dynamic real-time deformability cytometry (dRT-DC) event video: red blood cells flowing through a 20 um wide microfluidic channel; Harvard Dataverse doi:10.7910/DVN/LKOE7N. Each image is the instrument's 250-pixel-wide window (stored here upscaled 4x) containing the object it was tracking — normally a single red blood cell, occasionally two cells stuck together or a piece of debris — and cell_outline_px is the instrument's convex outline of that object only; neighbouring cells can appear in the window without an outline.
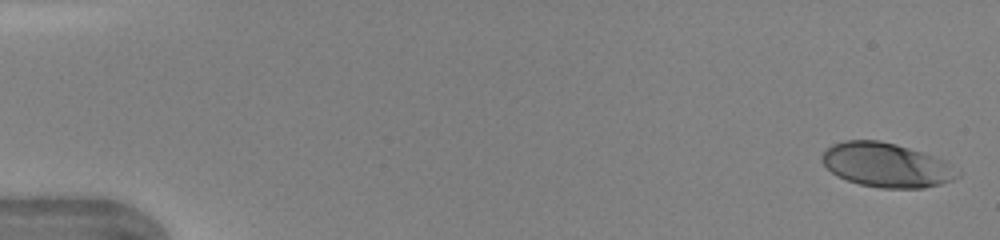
{"species": "human", "species_latin": "Homo sapiens", "temperature_condition": "warm", "stored_images_in_passage": 46, "camera_frame_rate_fps": 3000, "um_per_image_px": 0.085, "donor": {"sex": "female"}, "frame": {"image": 1, "passage_image": 1, "time_ms": 0.0, "image_size_px": [1000, 240], "cell_outline_px": [[960, 176], [952, 180], [940, 184], [924, 188], [880, 188], [860, 184], [848, 180], [832, 172], [820, 160], [820, 156], [832, 144], [844, 140], [880, 140], [896, 144], [932, 156], [948, 164], [960, 172]], "centroid_in_image_um": [75.31, 14.03], "position_along_channel_um": 9.7, "area_um2": 34.51}}
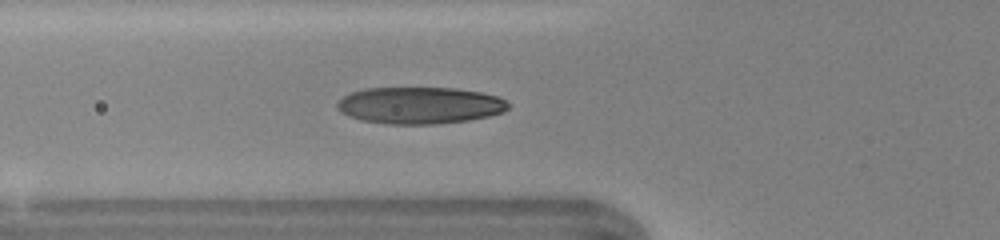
{"frame": {"image": 2, "passage_image": 17, "time_ms": 5.333, "image_size_px": [1000, 240], "cell_outline_px": [[508, 108], [504, 112], [488, 116], [468, 120], [432, 124], [388, 124], [360, 120], [348, 116], [340, 112], [336, 108], [336, 104], [344, 96], [352, 92], [364, 88], [456, 88], [480, 92], [500, 96], [508, 104]], "centroid_in_image_um": [35.66, 8.95], "position_along_channel_um": 90.1, "area_um2": 36.76}}
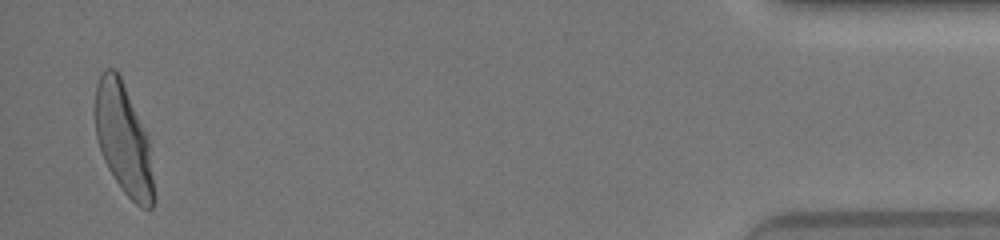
{"frame": {"image": 3, "passage_image": 45, "time_ms": 14.667, "image_size_px": [1000, 240], "cell_outline_px": [[156, 200], [152, 208], [140, 208], [124, 192], [108, 168], [104, 160], [96, 136], [96, 84], [104, 68], [112, 68], [120, 76], [148, 136], [156, 196]], "centroid_in_image_um": [10.53, 11.9], "position_along_channel_um": 424.7, "area_um2": 37.63}, "authors_computed_cell_mechanics": {"area_um2": 36.2117, "velocity_mm_per_s": 4.3754, "shape_relaxation_time_tau1_ms": 3.292, "shape_relaxation_time_tau2_ms": null, "deformation_change_tau1": 0.1861, "deformation_change_tau2": null}}